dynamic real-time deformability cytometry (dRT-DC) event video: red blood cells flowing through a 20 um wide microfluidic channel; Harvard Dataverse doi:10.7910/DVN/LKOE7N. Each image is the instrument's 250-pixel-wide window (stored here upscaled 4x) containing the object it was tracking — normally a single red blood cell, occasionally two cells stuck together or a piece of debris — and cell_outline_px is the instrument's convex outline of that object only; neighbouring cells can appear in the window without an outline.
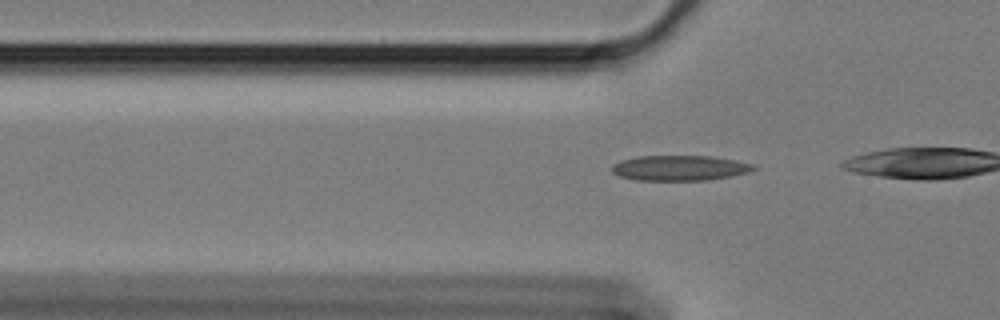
{"species": "Egyptian fruit bat (a non-hibernating species)", "species_latin": "Rousettus aegyptiacus", "temperature_condition": "cold", "stored_images_in_passage": 32, "camera_frame_rate_fps": 3000, "um_per_image_px": 0.085, "animal": {"sex": "female"}, "frame": {"image": 1, "passage_image": 4, "time_ms": 1.0, "image_size_px": [1000, 320], "cell_outline_px": [[756, 168], [748, 172], [708, 180], [636, 180], [620, 176], [612, 172], [612, 164], [620, 160], [636, 156], [708, 156], [736, 160], [752, 164]], "centroid_in_image_um": [57.72, 14.27], "position_along_channel_um": 68.1, "area_um2": 20.69}}
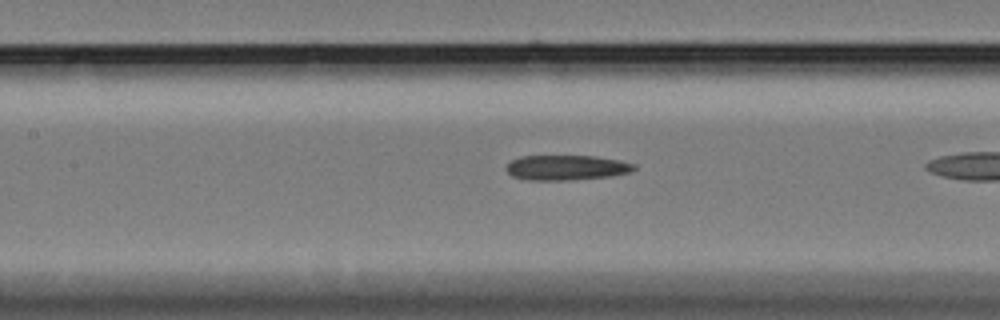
{"frame": {"image": 2, "passage_image": 12, "time_ms": 3.667, "image_size_px": [1000, 320], "cell_outline_px": [[636, 168], [632, 172], [612, 176], [568, 180], [528, 180], [512, 176], [504, 168], [512, 160], [520, 156], [596, 156], [620, 160], [636, 164]], "centroid_in_image_um": [48.17, 14.24], "position_along_channel_um": 159.2, "area_um2": 18.79}}
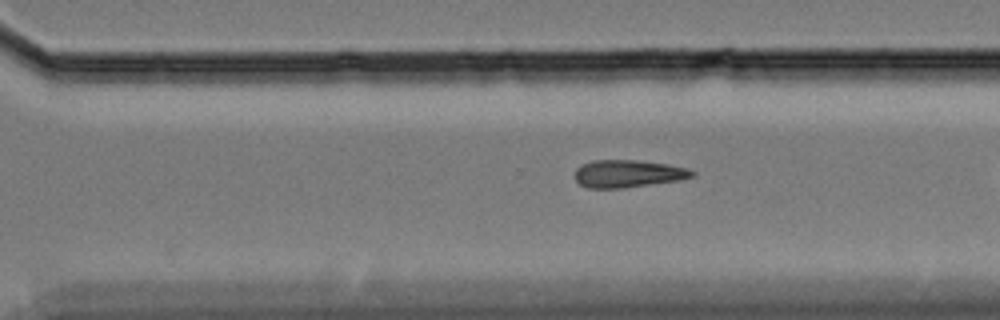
{"frame": {"image": 3, "passage_image": 26, "time_ms": 8.333, "image_size_px": [1000, 320], "cell_outline_px": [[696, 176], [680, 180], [624, 188], [588, 188], [580, 184], [576, 180], [576, 168], [592, 160], [636, 160], [668, 164], [688, 168], [696, 172]], "centroid_in_image_um": [53.43, 14.76], "position_along_channel_um": 317.2, "area_um2": 18.84}}